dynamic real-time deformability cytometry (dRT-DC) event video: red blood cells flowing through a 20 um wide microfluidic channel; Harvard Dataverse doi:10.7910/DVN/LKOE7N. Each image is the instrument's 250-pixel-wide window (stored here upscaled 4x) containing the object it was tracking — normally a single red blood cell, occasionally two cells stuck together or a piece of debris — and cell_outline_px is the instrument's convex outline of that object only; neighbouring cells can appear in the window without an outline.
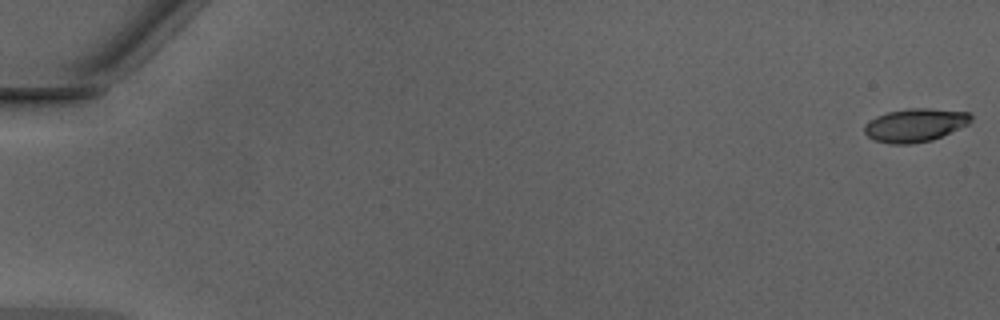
{"species": "Egyptian fruit bat (a non-hibernating species)", "species_latin": "Rousettus aegyptiacus", "temperature_condition": "warm", "stored_images_in_passage": 3, "camera_frame_rate_fps": 3000, "um_per_image_px": 0.085, "animal": {"sex": "male"}, "frame": {"image": 1, "passage_image": 1, "time_ms": 0.0, "image_size_px": [1000, 320], "cell_outline_px": [[972, 120], [968, 124], [960, 128], [932, 140], [912, 144], [888, 144], [872, 140], [864, 132], [864, 124], [876, 116], [888, 112], [908, 108], [932, 108], [972, 112]], "centroid_in_image_um": [77.79, 10.63], "position_along_channel_um": 7.2, "area_um2": 20.98}}